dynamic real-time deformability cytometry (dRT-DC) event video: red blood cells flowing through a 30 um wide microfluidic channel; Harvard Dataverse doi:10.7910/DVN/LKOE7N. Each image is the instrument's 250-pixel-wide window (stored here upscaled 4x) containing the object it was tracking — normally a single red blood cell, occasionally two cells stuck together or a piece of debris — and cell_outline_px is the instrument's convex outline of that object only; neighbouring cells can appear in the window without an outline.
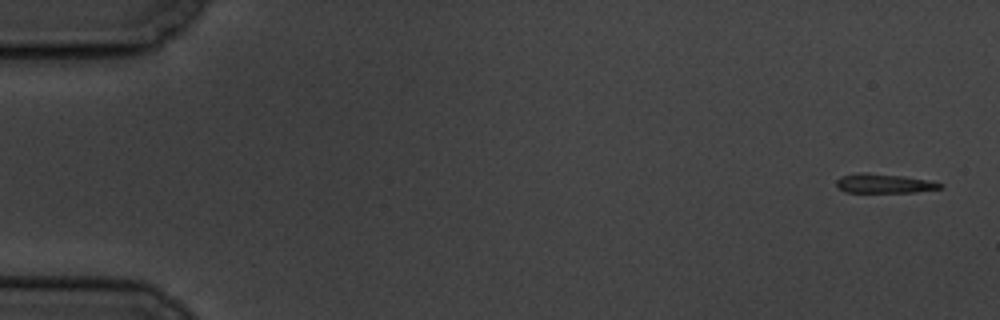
{"species": "common noctule bat (a hibernating species)", "species_latin": "Nyctalus noctula", "temperature_condition": "cold", "stored_images_in_passage": 6, "camera_frame_rate_fps": 3000, "um_per_image_px": 0.085, "animal": {"sex": "male", "body_mass_g": 19.5, "forearm_length_mm": 54.6}, "frame": {"image": 1, "passage_image": 1, "time_ms": 0.0, "image_size_px": [1000, 320], "cell_outline_px": [[944, 188], [916, 192], [844, 192], [836, 184], [836, 180], [840, 176], [856, 172], [868, 172], [904, 176], [928, 180], [944, 184]], "centroid_in_image_um": [75.15, 15.58], "position_along_channel_um": 9.9, "area_um2": 11.85}}
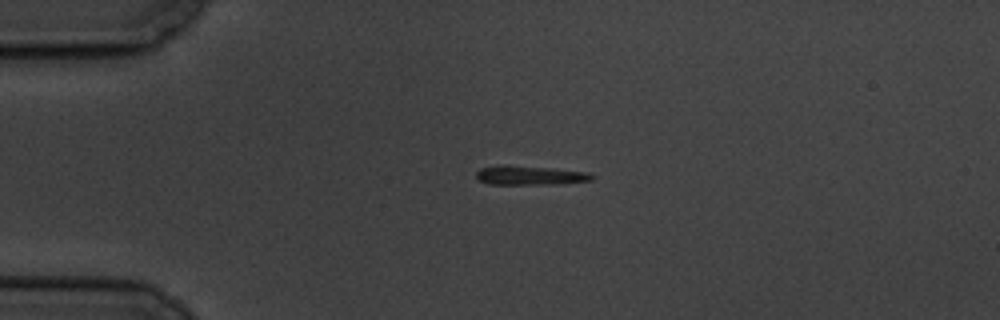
{"frame": {"image": 2, "passage_image": 4, "time_ms": 4.0, "image_size_px": [1000, 320], "cell_outline_px": [[596, 176], [592, 180], [560, 184], [488, 184], [480, 180], [476, 176], [476, 172], [480, 168], [496, 164], [508, 164], [552, 168], [588, 172]], "centroid_in_image_um": [45.03, 14.89], "position_along_channel_um": 40.0, "area_um2": 13.24}}
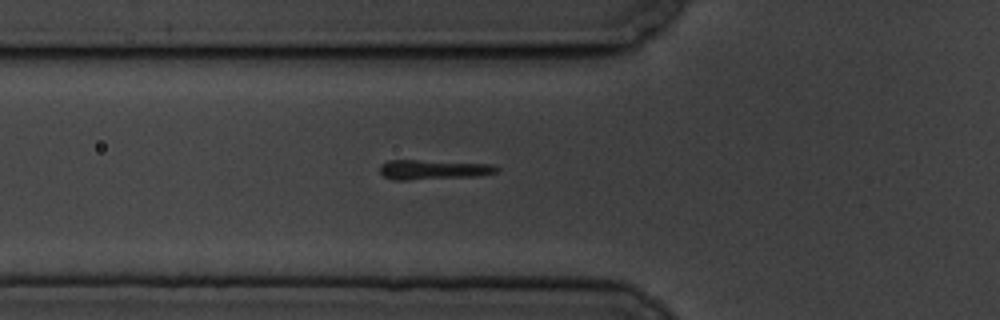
{"frame": {"image": 3, "passage_image": 6, "time_ms": 6.333, "image_size_px": [1000, 320], "cell_outline_px": [[500, 168], [496, 172], [480, 176], [408, 180], [392, 180], [384, 176], [380, 172], [380, 164], [388, 160], [416, 160], [492, 164]], "centroid_in_image_um": [36.81, 14.42], "position_along_channel_um": 89.0, "area_um2": 13.47}}